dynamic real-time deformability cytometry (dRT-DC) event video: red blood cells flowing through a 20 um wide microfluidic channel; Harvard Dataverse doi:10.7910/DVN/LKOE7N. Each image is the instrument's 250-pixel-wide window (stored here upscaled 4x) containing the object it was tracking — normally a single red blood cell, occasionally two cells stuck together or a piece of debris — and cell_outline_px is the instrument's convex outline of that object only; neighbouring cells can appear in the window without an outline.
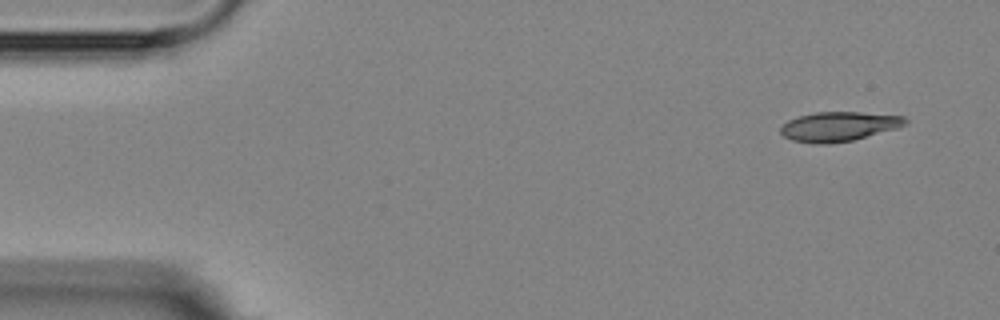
{"species": "Egyptian fruit bat (a non-hibernating species)", "species_latin": "Rousettus aegyptiacus", "temperature_condition": "room temperature", "stored_images_in_passage": 4, "camera_frame_rate_fps": 3000, "um_per_image_px": 0.085, "animal": {"sex": "female"}, "frame": {"image": 1, "passage_image": 1, "time_ms": 0.0, "image_size_px": [1000, 320], "cell_outline_px": [[908, 124], [896, 128], [852, 140], [828, 144], [812, 144], [792, 140], [784, 136], [780, 132], [780, 128], [788, 120], [800, 116], [816, 112], [860, 112], [904, 116], [908, 120]], "centroid_in_image_um": [71.29, 10.75], "position_along_channel_um": 13.7, "area_um2": 21.33}}
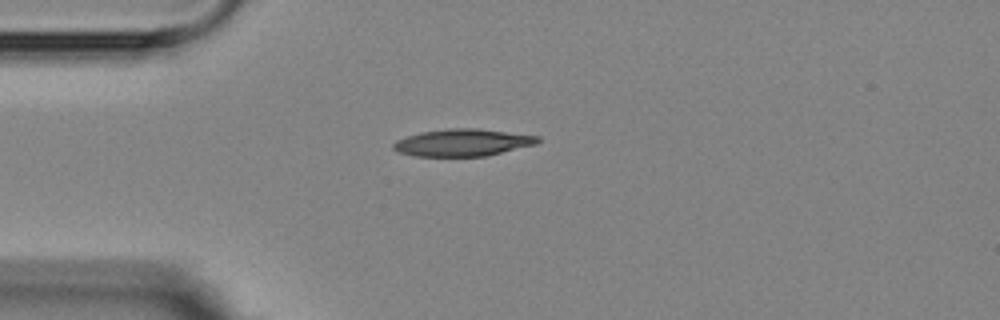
{"frame": {"image": 2, "passage_image": 4, "time_ms": 3.333, "image_size_px": [1000, 320], "cell_outline_px": [[540, 140], [536, 144], [484, 156], [416, 156], [396, 152], [392, 148], [392, 144], [396, 140], [420, 132], [448, 128], [476, 128], [540, 136]], "centroid_in_image_um": [39.28, 12.11], "position_along_channel_um": 45.7, "area_um2": 22.77}}